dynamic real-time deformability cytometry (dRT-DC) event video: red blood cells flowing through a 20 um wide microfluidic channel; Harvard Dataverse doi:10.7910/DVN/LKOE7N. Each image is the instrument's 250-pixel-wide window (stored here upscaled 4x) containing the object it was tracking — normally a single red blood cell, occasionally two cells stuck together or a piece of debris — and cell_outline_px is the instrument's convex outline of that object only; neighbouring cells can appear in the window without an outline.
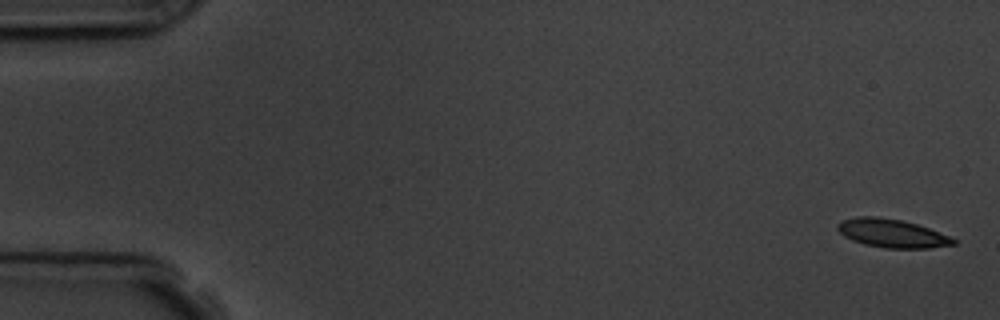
{"species": "common noctule bat (a hibernating species)", "species_latin": "Nyctalus noctula", "temperature_condition": "room temperature", "stored_images_in_passage": 5, "camera_frame_rate_fps": 3000, "um_per_image_px": 0.085, "animal": {"sex": "male", "body_mass_g": 19.5, "forearm_length_mm": 54.6}, "frame": {"image": 1, "passage_image": 1, "time_ms": 0.0, "image_size_px": [1000, 320], "cell_outline_px": [[956, 244], [928, 248], [884, 248], [864, 244], [852, 240], [844, 236], [836, 228], [836, 224], [840, 220], [856, 216], [876, 216], [900, 220], [916, 224], [928, 228], [948, 236], [956, 240]], "centroid_in_image_um": [75.75, 19.82], "position_along_channel_um": 9.2, "area_um2": 19.13}}
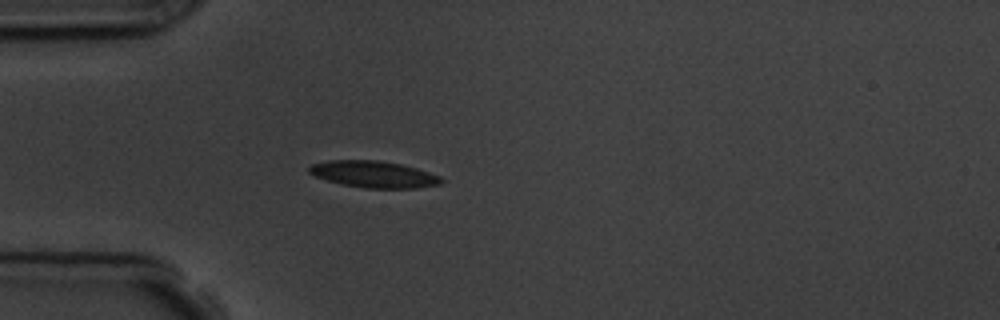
{"frame": {"image": 2, "passage_image": 5, "time_ms": 4.667, "image_size_px": [1000, 320], "cell_outline_px": [[444, 180], [440, 184], [416, 188], [364, 188], [340, 184], [316, 176], [308, 172], [308, 168], [312, 164], [328, 160], [380, 160], [400, 164], [416, 168], [440, 176]], "centroid_in_image_um": [31.76, 14.81], "position_along_channel_um": 53.2, "area_um2": 20.46}}